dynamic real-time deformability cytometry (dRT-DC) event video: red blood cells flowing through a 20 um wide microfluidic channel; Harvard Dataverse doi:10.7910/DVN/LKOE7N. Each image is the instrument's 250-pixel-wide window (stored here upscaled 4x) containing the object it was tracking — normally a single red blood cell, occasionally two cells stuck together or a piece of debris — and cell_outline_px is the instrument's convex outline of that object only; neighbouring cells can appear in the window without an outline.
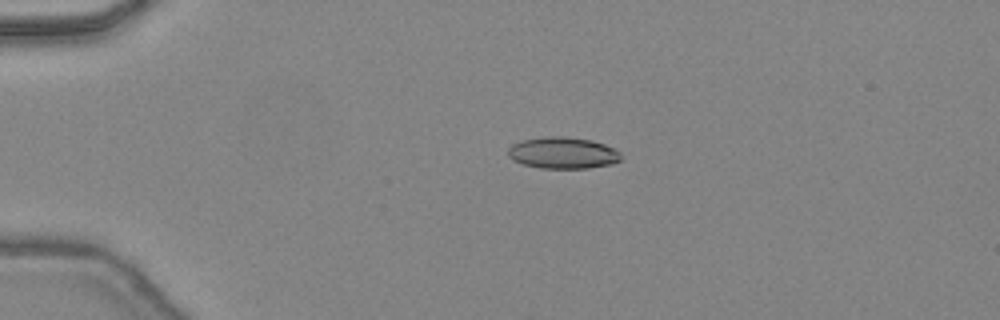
{"species": "common noctule bat (a hibernating species)", "species_latin": "Nyctalus noctula", "temperature_condition": "warm", "stored_images_in_passage": 47, "camera_frame_rate_fps": 3000, "um_per_image_px": 0.085, "animal": {"sex": "female", "body_mass_g": 24.6, "forearm_length_mm": 56.2}, "frame": {"image": 1, "passage_image": 12, "time_ms": 3.667, "image_size_px": [1000, 320], "cell_outline_px": [[620, 160], [612, 164], [588, 168], [540, 168], [524, 164], [512, 160], [508, 156], [508, 148], [512, 144], [520, 140], [548, 136], [564, 136], [592, 140], [604, 144], [620, 152]], "centroid_in_image_um": [47.81, 12.99], "position_along_channel_um": 37.2, "area_um2": 20.81}}
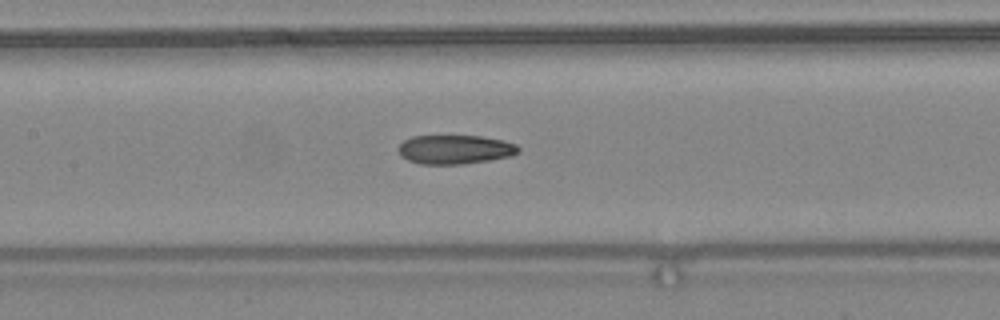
{"frame": {"image": 2, "passage_image": 24, "time_ms": 7.667, "image_size_px": [1000, 320], "cell_outline_px": [[520, 152], [512, 156], [488, 160], [460, 164], [420, 164], [408, 160], [400, 156], [396, 148], [404, 140], [412, 136], [480, 136], [504, 140], [516, 144], [520, 148]], "centroid_in_image_um": [38.66, 12.7], "position_along_channel_um": 168.7, "area_um2": 20.46}}
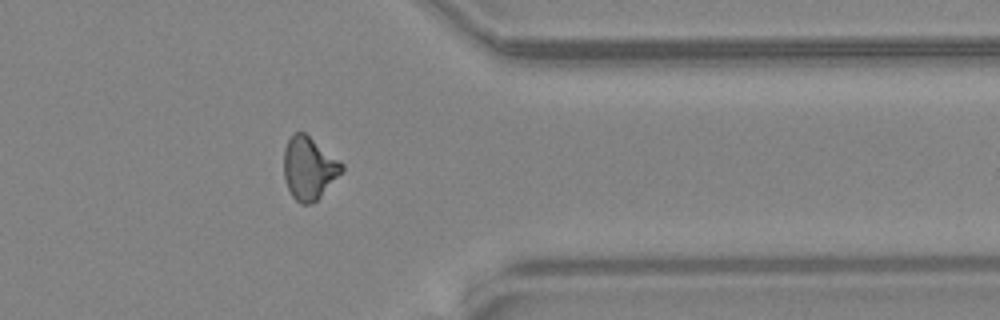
{"frame": {"image": 3, "passage_image": 39, "time_ms": 12.667, "image_size_px": [1000, 320], "cell_outline_px": [[344, 172], [312, 204], [300, 204], [292, 196], [288, 188], [284, 176], [284, 148], [292, 132], [304, 132], [344, 164]], "centroid_in_image_um": [26.27, 14.3], "position_along_channel_um": 385.1, "area_um2": 21.21}, "authors_computed_cell_mechanics": {"area_um2": 20.6346, "velocity_mm_per_s": 4.5062, "shape_relaxation_time_tau1_ms": null, "shape_relaxation_time_tau2_ms": 3.6123, "deformation_change_tau1": null, "deformation_change_tau2": 0.1142}}